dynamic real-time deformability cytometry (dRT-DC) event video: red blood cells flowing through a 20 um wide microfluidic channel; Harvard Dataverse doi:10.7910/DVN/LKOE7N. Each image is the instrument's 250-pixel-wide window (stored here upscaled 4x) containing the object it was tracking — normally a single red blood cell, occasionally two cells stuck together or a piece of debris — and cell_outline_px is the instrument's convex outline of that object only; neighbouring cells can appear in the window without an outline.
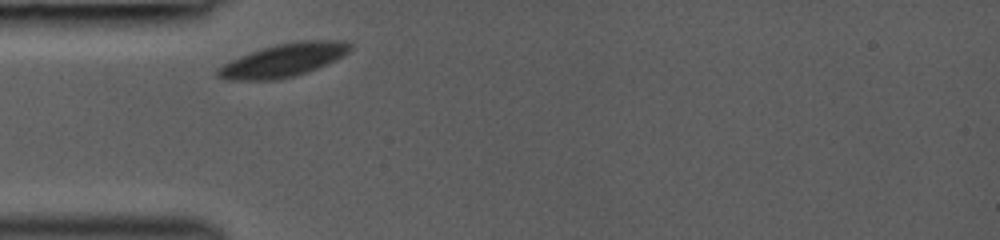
{"species": "common noctule bat (a hibernating species)", "species_latin": "Nyctalus noctula", "temperature_condition": "room temperature", "stored_images_in_passage": 20, "camera_frame_rate_fps": 3000, "um_per_image_px": 0.085, "animal": {"sex": "female", "body_mass_g": 19.0, "forearm_length_mm": 53.3}, "frame": {"image": 1, "passage_image": 1, "time_ms": 0.0, "image_size_px": [1000, 240], "cell_outline_px": [[352, 48], [344, 56], [328, 64], [308, 72], [276, 80], [224, 80], [216, 76], [216, 68], [240, 56], [260, 48], [276, 44], [300, 40], [344, 40], [352, 44]], "centroid_in_image_um": [24.11, 5.11], "position_along_channel_um": 60.9, "area_um2": 25.89}}
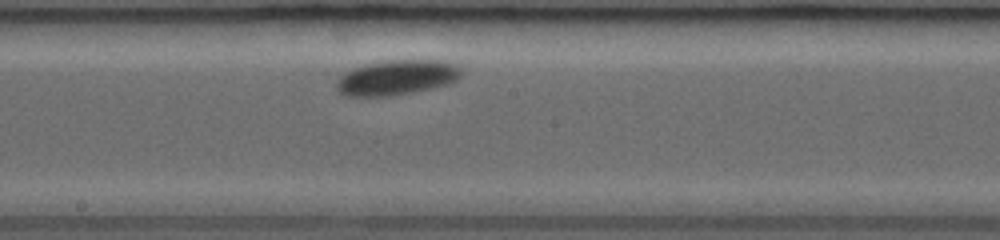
{"frame": {"image": 2, "passage_image": 11, "time_ms": 4.0, "image_size_px": [1000, 240], "cell_outline_px": [[464, 72], [456, 80], [448, 84], [432, 88], [392, 96], [344, 96], [336, 88], [336, 80], [340, 76], [356, 68], [368, 64], [388, 60], [444, 60], [456, 64]], "centroid_in_image_um": [33.77, 6.59], "position_along_channel_um": 214.4, "area_um2": 25.43}}
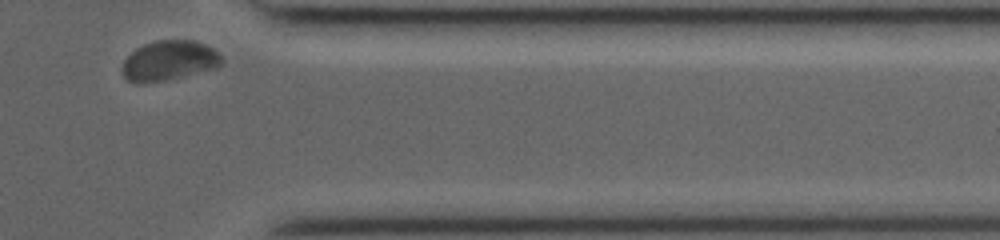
{"frame": {"image": 3, "passage_image": 20, "time_ms": 8.667, "image_size_px": [1000, 240], "cell_outline_px": [[224, 64], [216, 68], [164, 80], [144, 84], [136, 84], [128, 80], [124, 76], [120, 68], [124, 60], [136, 48], [144, 44], [156, 40], [192, 40], [204, 44], [212, 48], [224, 60]], "centroid_in_image_um": [14.35, 5.16], "position_along_channel_um": 397.1, "area_um2": 23.18}}